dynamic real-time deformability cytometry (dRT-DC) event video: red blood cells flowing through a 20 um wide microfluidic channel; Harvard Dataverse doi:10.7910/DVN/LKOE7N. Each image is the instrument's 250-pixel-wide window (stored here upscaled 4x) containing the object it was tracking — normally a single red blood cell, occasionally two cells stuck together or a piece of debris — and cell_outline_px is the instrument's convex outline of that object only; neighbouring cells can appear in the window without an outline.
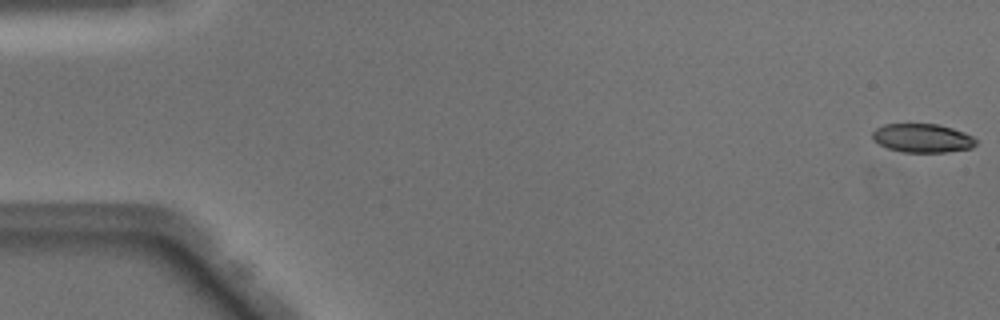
{"species": "Egyptian fruit bat (a non-hibernating species)", "species_latin": "Rousettus aegyptiacus", "temperature_condition": "warm", "stored_images_in_passage": 13, "camera_frame_rate_fps": 3000, "um_per_image_px": 0.085, "animal": {"sex": "male"}, "frame": {"image": 1, "passage_image": 1, "time_ms": 0.0, "image_size_px": [1000, 320], "cell_outline_px": [[976, 144], [972, 148], [948, 152], [900, 152], [888, 148], [872, 140], [872, 132], [876, 128], [884, 124], [940, 124], [964, 132], [972, 136], [976, 140]], "centroid_in_image_um": [78.4, 11.74], "position_along_channel_um": 6.6, "area_um2": 17.46}}